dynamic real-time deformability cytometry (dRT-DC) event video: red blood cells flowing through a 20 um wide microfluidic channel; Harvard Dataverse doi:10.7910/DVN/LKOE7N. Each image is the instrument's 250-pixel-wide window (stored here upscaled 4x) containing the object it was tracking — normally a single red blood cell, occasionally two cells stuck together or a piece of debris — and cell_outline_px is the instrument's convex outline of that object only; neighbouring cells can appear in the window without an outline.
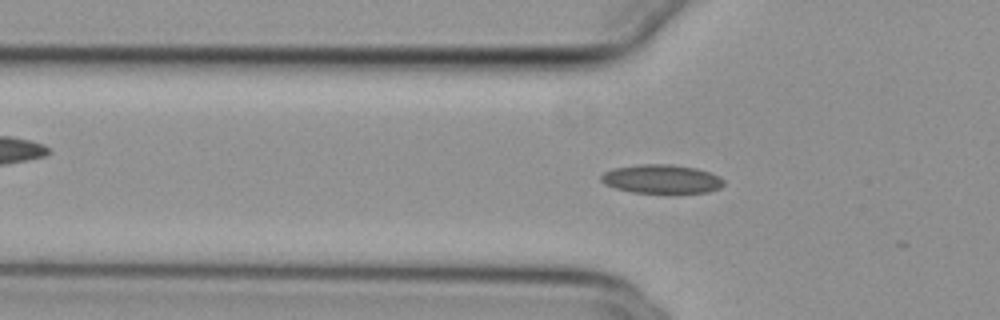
{"species": "common noctule bat (a hibernating species)", "species_latin": "Nyctalus noctula", "temperature_condition": "cold", "stored_images_in_passage": 3, "camera_frame_rate_fps": 3000, "um_per_image_px": 0.085, "animal": {"sex": "female", "body_mass_g": 29.2, "forearm_length_mm": 56.3}, "frame": {"image": 1, "passage_image": 2, "time_ms": 0.333, "image_size_px": [1000, 320], "cell_outline_px": [[724, 184], [720, 188], [708, 192], [676, 196], [668, 196], [632, 192], [616, 188], [604, 184], [600, 180], [600, 176], [604, 172], [612, 168], [640, 164], [668, 164], [696, 168], [720, 176], [724, 180]], "centroid_in_image_um": [56.26, 15.27], "position_along_channel_um": 69.5, "area_um2": 21.68}}